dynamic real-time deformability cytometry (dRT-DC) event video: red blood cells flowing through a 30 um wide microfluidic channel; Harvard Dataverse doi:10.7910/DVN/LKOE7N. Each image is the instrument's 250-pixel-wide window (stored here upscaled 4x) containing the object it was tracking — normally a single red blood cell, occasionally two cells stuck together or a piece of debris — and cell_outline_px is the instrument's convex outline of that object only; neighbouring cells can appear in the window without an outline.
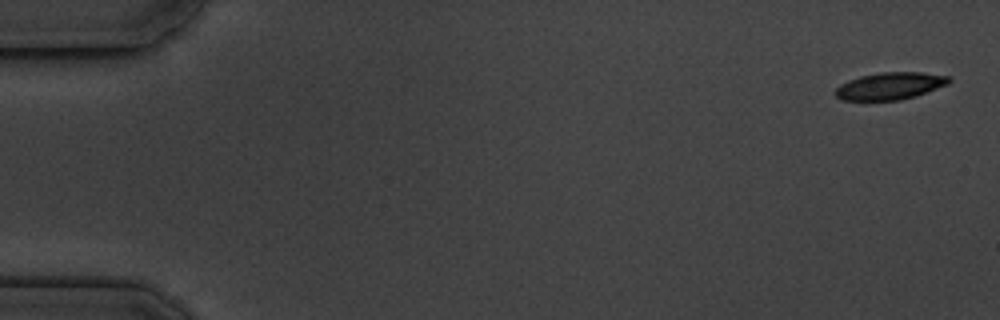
{"species": "common noctule bat (a hibernating species)", "species_latin": "Nyctalus noctula", "temperature_condition": "cold", "stored_images_in_passage": 17, "camera_frame_rate_fps": 3000, "um_per_image_px": 0.085, "animal": {"sex": "male", "body_mass_g": 19.5, "forearm_length_mm": 54.6}, "frame": {"image": 1, "passage_image": 1, "time_ms": 0.0, "image_size_px": [1000, 320], "cell_outline_px": [[952, 80], [948, 84], [916, 96], [900, 100], [840, 100], [836, 96], [836, 88], [840, 84], [848, 80], [860, 76], [880, 72], [920, 72], [948, 76]], "centroid_in_image_um": [75.65, 7.3], "position_along_channel_um": 9.4, "area_um2": 17.98}}
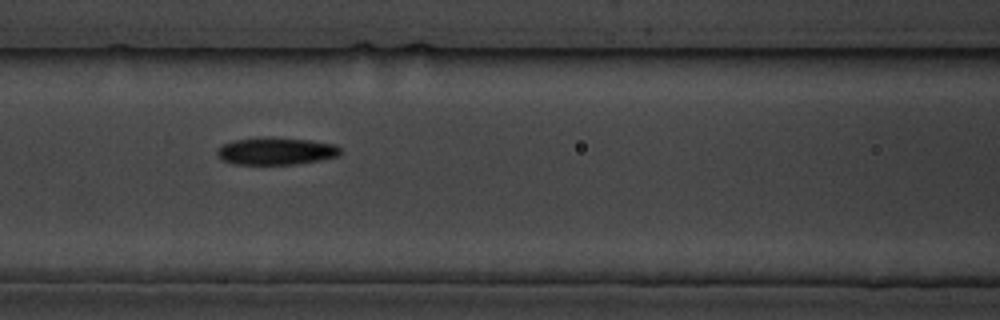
{"frame": {"image": 2, "passage_image": 8, "time_ms": 7.667, "image_size_px": [1000, 320], "cell_outline_px": [[340, 156], [320, 160], [296, 164], [232, 164], [224, 160], [216, 152], [220, 144], [232, 140], [264, 136], [312, 140], [336, 144], [340, 148]], "centroid_in_image_um": [23.46, 12.82], "position_along_channel_um": 143.1, "area_um2": 19.94}}
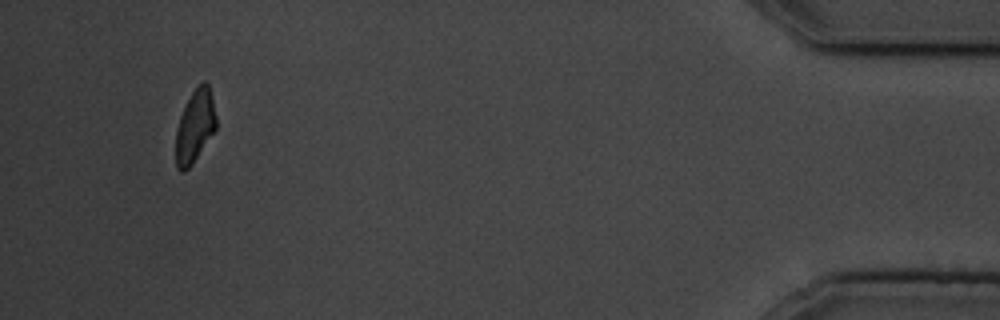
{"frame": {"image": 3, "passage_image": 16, "time_ms": 17.333, "image_size_px": [1000, 320], "cell_outline_px": [[216, 128], [192, 164], [184, 172], [180, 172], [176, 168], [176, 132], [180, 116], [192, 92], [204, 80], [208, 84], [216, 116]], "centroid_in_image_um": [16.56, 10.76], "position_along_channel_um": 418.6, "area_um2": 16.7}, "authors_computed_cell_mechanics": {"area_um2": 18.6116, "velocity_mm_per_s": 3.5695, "shape_relaxation_time_tau1_ms": 3.4122, "shape_relaxation_time_tau2_ms": 8.1892, "deformation_change_tau1": 0.1124, "deformation_change_tau2": 0.1713}}